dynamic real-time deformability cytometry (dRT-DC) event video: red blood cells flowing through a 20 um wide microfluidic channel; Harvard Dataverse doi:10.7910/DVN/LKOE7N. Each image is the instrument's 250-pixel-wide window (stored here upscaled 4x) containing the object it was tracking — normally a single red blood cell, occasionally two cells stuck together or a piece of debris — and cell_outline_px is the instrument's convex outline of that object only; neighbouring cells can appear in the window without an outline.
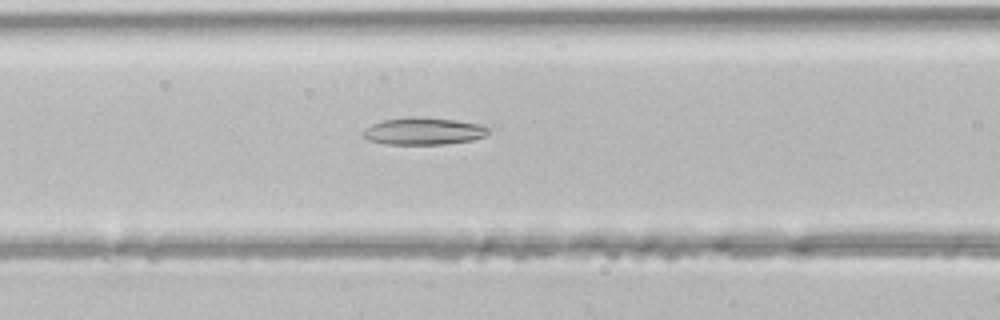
{"species": "common noctule bat (a hibernating species)", "species_latin": "Nyctalus noctula", "temperature_condition": "room temperature", "stored_images_in_passage": 43, "camera_frame_rate_fps": 3000, "um_per_image_px": 0.085, "animal": {"sex": "male", "body_mass_g": 21.5, "forearm_length_mm": 52.0}, "frame": {"image": 1, "passage_image": 16, "time_ms": 5.0, "image_size_px": [1000, 320], "cell_outline_px": [[492, 128], [484, 136], [472, 140], [444, 144], [384, 144], [368, 140], [360, 132], [364, 128], [372, 124], [384, 120], [412, 116], [456, 120], [480, 124]], "centroid_in_image_um": [35.98, 11.15], "position_along_channel_um": 130.6, "area_um2": 19.94}}
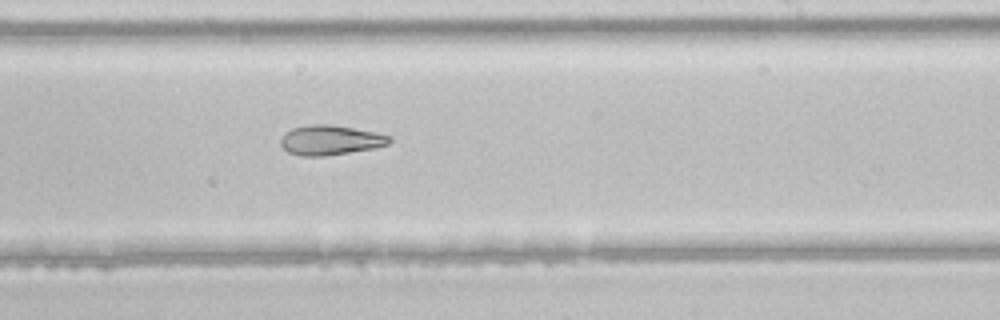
{"frame": {"image": 2, "passage_image": 25, "time_ms": 8.0, "image_size_px": [1000, 320], "cell_outline_px": [[392, 140], [388, 144], [376, 148], [324, 156], [300, 156], [288, 152], [280, 144], [280, 140], [284, 132], [292, 128], [308, 124], [328, 124], [376, 132], [392, 136]], "centroid_in_image_um": [28.07, 11.91], "position_along_channel_um": 260.9, "area_um2": 19.02}}
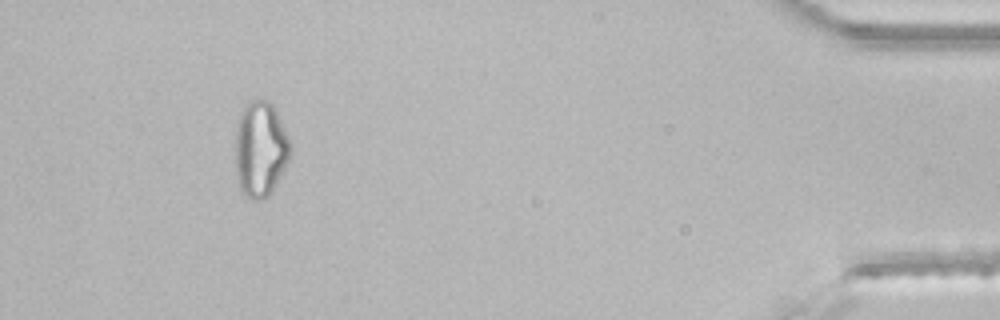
{"frame": {"image": 3, "passage_image": 40, "time_ms": 13.0, "image_size_px": [1000, 320], "cell_outline_px": [[292, 156], [276, 184], [268, 196], [260, 200], [252, 200], [244, 196], [240, 188], [236, 176], [236, 128], [240, 112], [244, 104], [248, 100], [268, 100], [276, 108], [292, 140]], "centroid_in_image_um": [22.17, 12.65], "position_along_channel_um": 413.0, "area_um2": 31.56}}